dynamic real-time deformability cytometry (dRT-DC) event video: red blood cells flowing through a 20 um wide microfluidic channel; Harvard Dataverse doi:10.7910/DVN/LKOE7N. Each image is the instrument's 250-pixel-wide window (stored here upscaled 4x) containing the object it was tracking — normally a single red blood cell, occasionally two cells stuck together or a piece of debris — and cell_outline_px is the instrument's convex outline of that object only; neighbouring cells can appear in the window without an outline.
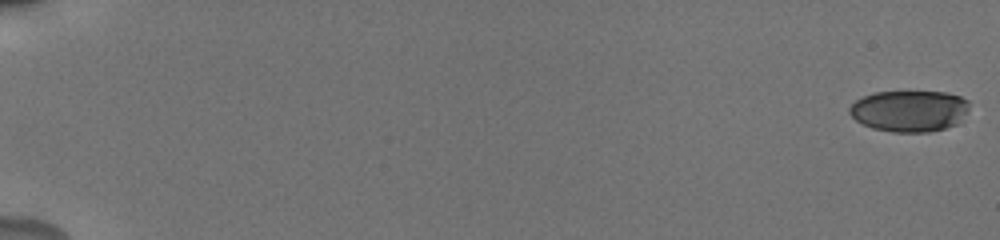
{"species": "human", "species_latin": "Homo sapiens", "temperature_condition": "cold", "stored_images_in_passage": 56, "camera_frame_rate_fps": 3000, "um_per_image_px": 0.085, "donor": {"sex": "male"}, "frame": {"image": 1, "passage_image": 1, "time_ms": 0.0, "image_size_px": [1000, 240], "cell_outline_px": [[968, 112], [956, 124], [944, 128], [928, 132], [892, 132], [872, 128], [856, 120], [848, 112], [848, 108], [856, 100], [864, 96], [876, 92], [948, 92], [960, 96], [968, 100]], "centroid_in_image_um": [77.3, 9.43], "position_along_channel_um": 7.7, "area_um2": 28.84}}
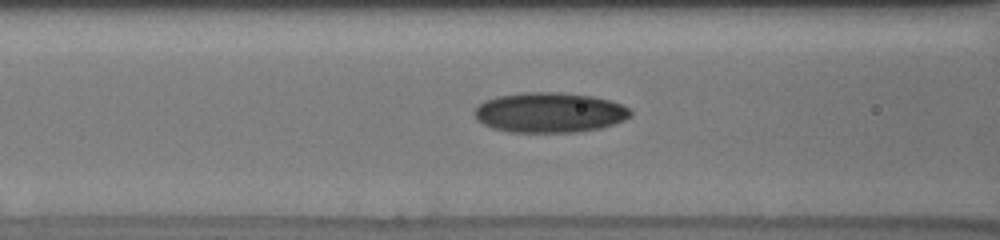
{"frame": {"image": 2, "passage_image": 26, "time_ms": 8.333, "image_size_px": [1000, 240], "cell_outline_px": [[632, 116], [624, 120], [600, 128], [576, 132], [508, 132], [492, 128], [476, 120], [472, 112], [484, 100], [496, 96], [520, 92], [560, 92], [592, 96], [608, 100], [620, 104], [628, 108], [632, 112]], "centroid_in_image_um": [46.67, 9.56], "position_along_channel_um": 119.9, "area_um2": 36.65}}
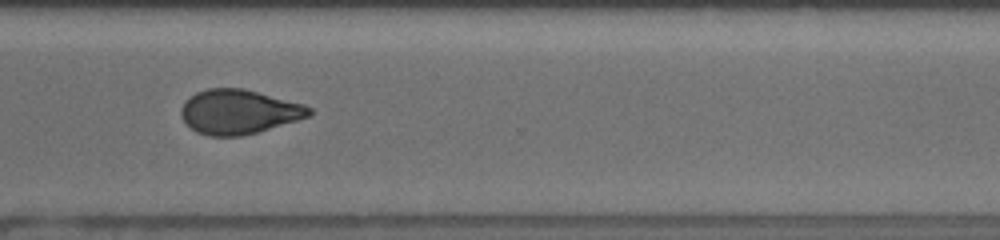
{"frame": {"image": 3, "passage_image": 44, "time_ms": 14.333, "image_size_px": [1000, 240], "cell_outline_px": [[312, 112], [308, 116], [296, 120], [256, 132], [240, 136], [208, 136], [196, 132], [184, 120], [180, 112], [180, 108], [196, 92], [208, 88], [244, 88], [304, 104], [312, 108]], "centroid_in_image_um": [20.29, 9.49], "position_along_channel_um": 350.3, "area_um2": 32.77}, "authors_computed_cell_mechanics": {"area_um2": 32.6281, "velocity_mm_per_s": 3.8424, "shape_relaxation_time_tau1_ms": 9.2135, "shape_relaxation_time_tau2_ms": 2.3992, "deformation_change_tau1": 0.1926, "deformation_change_tau2": 0.0832}}